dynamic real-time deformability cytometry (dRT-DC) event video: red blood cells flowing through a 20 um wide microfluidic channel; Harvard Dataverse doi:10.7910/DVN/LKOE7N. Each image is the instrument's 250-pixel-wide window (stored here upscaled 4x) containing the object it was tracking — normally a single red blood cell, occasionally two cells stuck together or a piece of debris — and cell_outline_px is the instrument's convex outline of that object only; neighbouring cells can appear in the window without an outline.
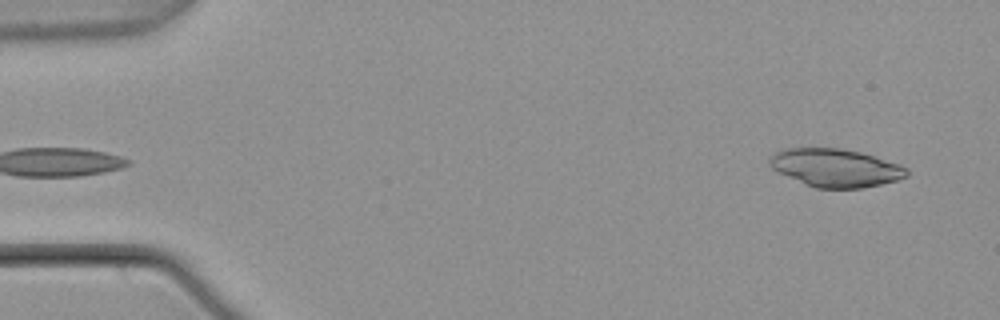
{"species": "common noctule bat (a hibernating species)", "species_latin": "Nyctalus noctula", "temperature_condition": "warm", "stored_images_in_passage": 5, "segment_of_instrument_passage": [2, 2], "camera_frame_rate_fps": 3000, "um_per_image_px": 0.085, "animal": {"sex": "male", "body_mass_g": 21.5, "forearm_length_mm": 52.0}, "frame": {"image": 1, "passage_image": 5, "time_ms": 1.333, "image_size_px": [1000, 320], "cell_outline_px": [[908, 176], [896, 180], [864, 188], [816, 188], [788, 176], [772, 168], [768, 164], [768, 156], [784, 148], [840, 148], [860, 152], [900, 164], [908, 168]], "centroid_in_image_um": [71.02, 14.25], "position_along_channel_um": 14.0, "area_um2": 30.29}}